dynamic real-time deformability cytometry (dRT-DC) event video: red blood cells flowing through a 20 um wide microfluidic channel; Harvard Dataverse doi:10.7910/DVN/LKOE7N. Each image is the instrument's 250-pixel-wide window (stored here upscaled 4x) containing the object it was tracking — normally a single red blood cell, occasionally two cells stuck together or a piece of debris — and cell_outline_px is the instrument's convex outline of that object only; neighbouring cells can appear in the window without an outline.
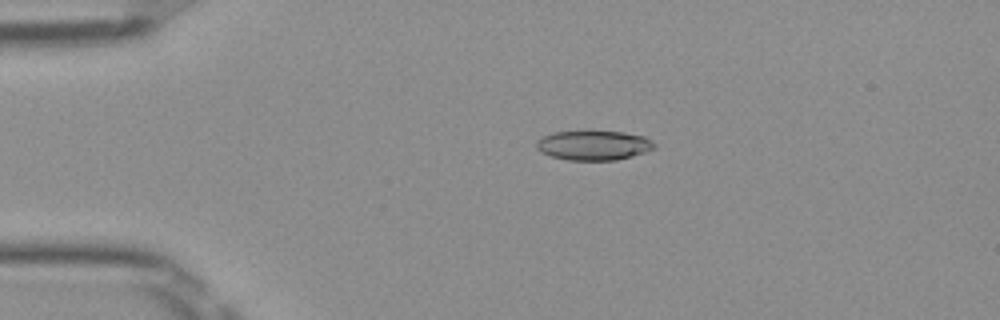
{"species": "Egyptian fruit bat (a non-hibernating species)", "species_latin": "Rousettus aegyptiacus", "temperature_condition": "room temperature", "stored_images_in_passage": 51, "camera_frame_rate_fps": 3000, "um_per_image_px": 0.085, "frame": {"image": 1, "passage_image": 11, "time_ms": 3.333, "image_size_px": [1000, 320], "cell_outline_px": [[656, 148], [632, 156], [616, 160], [568, 160], [552, 156], [540, 152], [536, 148], [536, 140], [544, 136], [556, 132], [624, 132], [644, 136], [652, 140], [656, 144]], "centroid_in_image_um": [50.48, 12.36], "position_along_channel_um": 34.5, "area_um2": 20.17}}
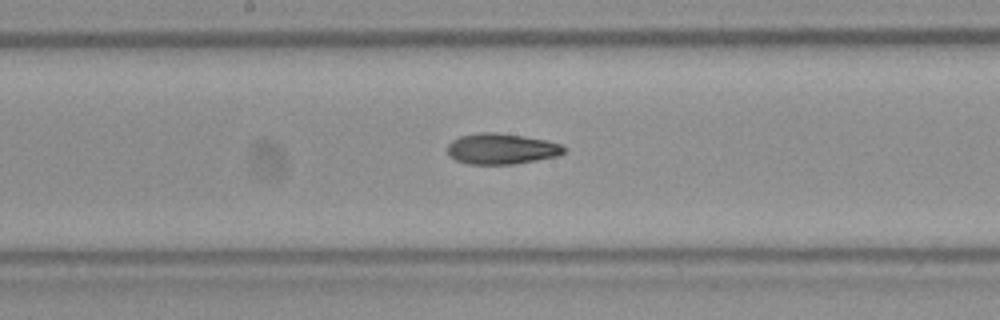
{"frame": {"image": 2, "passage_image": 27, "time_ms": 8.667, "image_size_px": [1000, 320], "cell_outline_px": [[568, 148], [560, 156], [516, 164], [468, 164], [456, 160], [448, 156], [448, 144], [452, 140], [460, 136], [476, 132], [496, 132], [524, 136], [544, 140], [560, 144]], "centroid_in_image_um": [42.63, 12.65], "position_along_channel_um": 205.6, "area_um2": 21.15}}
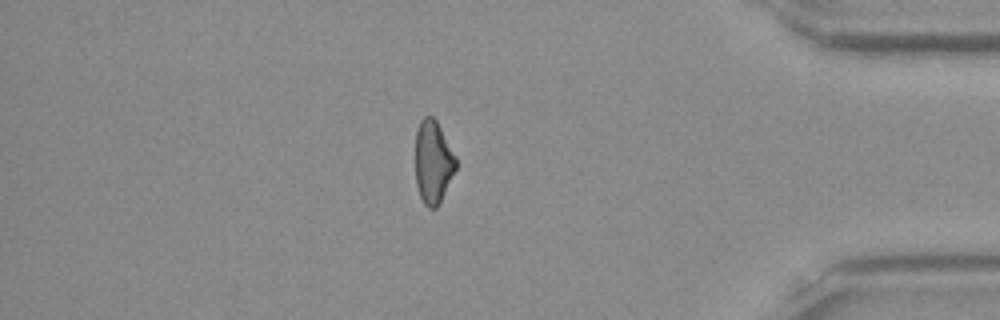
{"frame": {"image": 3, "passage_image": 44, "time_ms": 14.333, "image_size_px": [1000, 320], "cell_outline_px": [[456, 168], [436, 208], [428, 208], [424, 204], [420, 196], [416, 184], [416, 128], [420, 120], [424, 116], [432, 116], [436, 120], [456, 156]], "centroid_in_image_um": [36.79, 13.74], "position_along_channel_um": 398.4, "area_um2": 19.36}, "authors_computed_cell_mechanics": {"area_um2": 20.808, "velocity_mm_per_s": 3.9952, "shape_relaxation_time_tau1_ms": null, "shape_relaxation_time_tau2_ms": 5.7885, "deformation_change_tau1": null, "deformation_change_tau2": 0.1387}}